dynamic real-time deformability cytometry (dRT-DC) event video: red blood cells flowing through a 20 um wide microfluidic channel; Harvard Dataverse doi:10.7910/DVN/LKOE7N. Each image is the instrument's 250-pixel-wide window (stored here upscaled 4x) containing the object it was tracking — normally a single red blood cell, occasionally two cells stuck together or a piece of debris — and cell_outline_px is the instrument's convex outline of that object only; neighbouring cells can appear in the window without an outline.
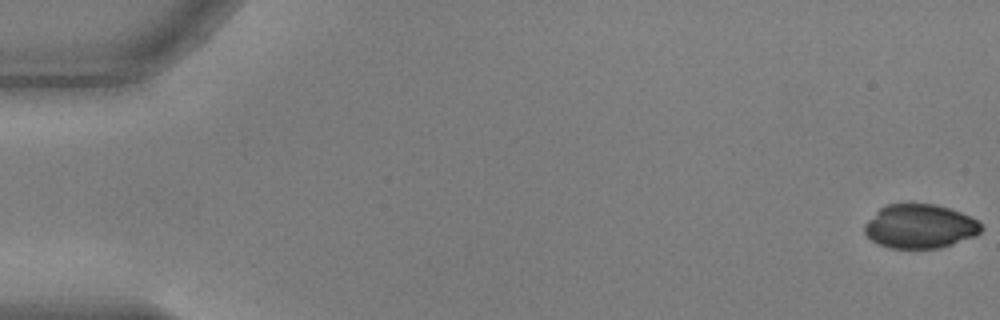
{"species": "common noctule bat (a hibernating species)", "species_latin": "Nyctalus noctula", "temperature_condition": "warm", "stored_images_in_passage": 14, "camera_frame_rate_fps": 3000, "um_per_image_px": 0.085, "animal": {"sex": "male", "body_mass_g": 17.9, "forearm_length_mm": 54.2}, "frame": {"image": 1, "passage_image": 1, "time_ms": 0.0, "image_size_px": [1000, 320], "cell_outline_px": [[984, 228], [976, 236], [940, 248], [888, 248], [876, 244], [864, 232], [864, 224], [880, 208], [888, 204], [936, 204], [960, 212], [976, 220]], "centroid_in_image_um": [78.18, 19.25], "position_along_channel_um": 6.8, "area_um2": 29.88}}